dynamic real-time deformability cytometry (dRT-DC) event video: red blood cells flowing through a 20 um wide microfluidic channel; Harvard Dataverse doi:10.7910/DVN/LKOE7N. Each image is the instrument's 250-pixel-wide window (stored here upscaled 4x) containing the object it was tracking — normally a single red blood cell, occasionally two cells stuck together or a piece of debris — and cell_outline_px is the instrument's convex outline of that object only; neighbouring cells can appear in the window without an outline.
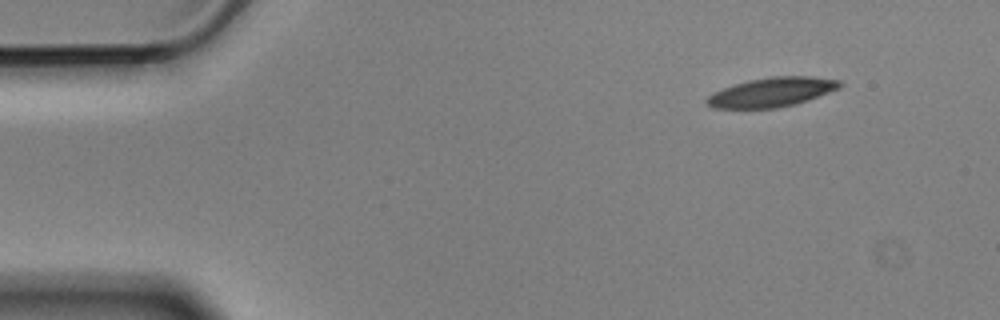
{"species": "Egyptian fruit bat (a non-hibernating species)", "species_latin": "Rousettus aegyptiacus", "temperature_condition": "cold", "stored_images_in_passage": 5, "camera_frame_rate_fps": 3000, "um_per_image_px": 0.085, "animal": {"sex": "male"}, "frame": {"image": 1, "passage_image": 1, "time_ms": 0.0, "image_size_px": [1000, 320], "cell_outline_px": [[844, 84], [840, 88], [808, 100], [796, 104], [776, 108], [712, 108], [704, 104], [704, 100], [708, 96], [724, 88], [748, 80], [772, 76], [812, 76], [840, 80]], "centroid_in_image_um": [65.62, 7.83], "position_along_channel_um": 19.4, "area_um2": 22.77}}
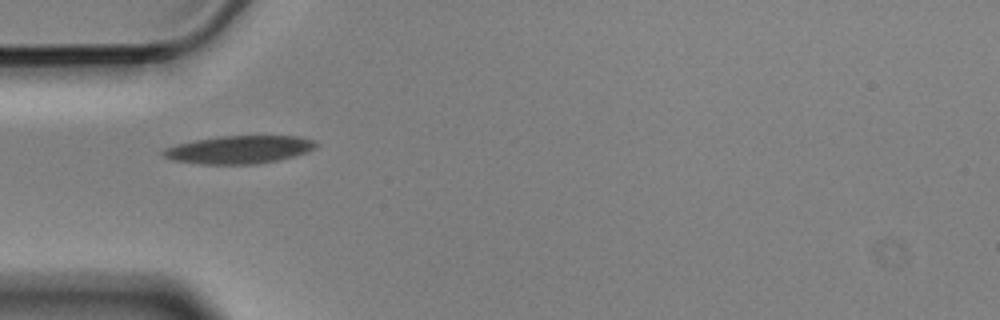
{"frame": {"image": 2, "passage_image": 4, "time_ms": 1.0, "image_size_px": [1000, 320], "cell_outline_px": [[316, 148], [308, 152], [280, 160], [256, 164], [200, 164], [172, 160], [164, 156], [160, 152], [164, 148], [176, 144], [196, 140], [220, 136], [296, 136], [312, 140], [316, 144]], "centroid_in_image_um": [20.31, 12.72], "position_along_channel_um": 64.7, "area_um2": 24.85}}
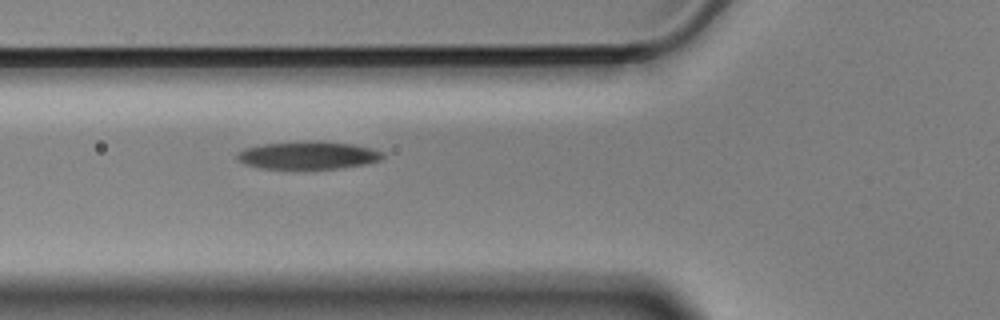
{"frame": {"image": 3, "passage_image": 5, "time_ms": 1.333, "image_size_px": [1000, 320], "cell_outline_px": [[384, 156], [380, 160], [364, 164], [336, 168], [260, 168], [244, 164], [236, 160], [236, 152], [244, 148], [264, 144], [316, 140], [320, 140], [352, 144], [384, 152]], "centroid_in_image_um": [26.14, 13.18], "position_along_channel_um": 99.7, "area_um2": 23.47}}